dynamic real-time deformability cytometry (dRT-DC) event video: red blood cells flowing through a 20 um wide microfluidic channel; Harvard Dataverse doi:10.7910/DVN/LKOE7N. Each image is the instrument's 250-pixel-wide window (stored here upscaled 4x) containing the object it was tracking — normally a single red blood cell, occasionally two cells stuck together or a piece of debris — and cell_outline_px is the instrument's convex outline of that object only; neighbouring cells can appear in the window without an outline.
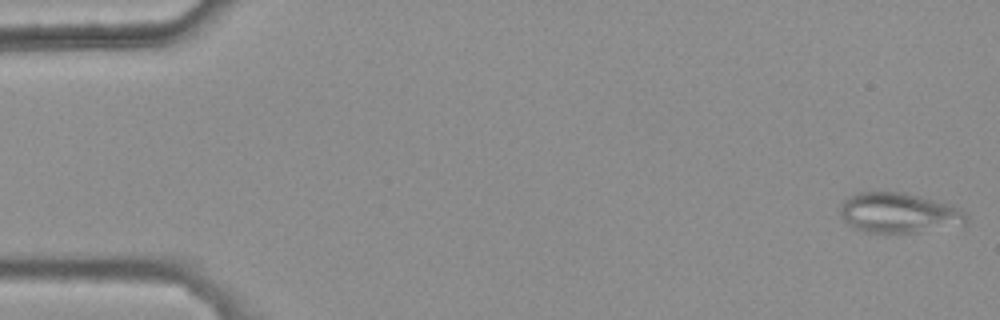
{"species": "common noctule bat (a hibernating species)", "species_latin": "Nyctalus noctula", "temperature_condition": "warm", "stored_images_in_passage": 46, "camera_frame_rate_fps": 3000, "um_per_image_px": 0.085, "animal": {"sex": "female", "body_mass_g": 25.1}, "frame": {"image": 1, "passage_image": 1, "time_ms": 0.0, "image_size_px": [1000, 320], "cell_outline_px": [[968, 220], [964, 224], [916, 232], [864, 232], [852, 228], [840, 216], [840, 204], [848, 196], [860, 192], [904, 192], [920, 196], [948, 204], [960, 208], [968, 216]], "centroid_in_image_um": [76.36, 18.09], "position_along_channel_um": 8.6, "area_um2": 29.42}}
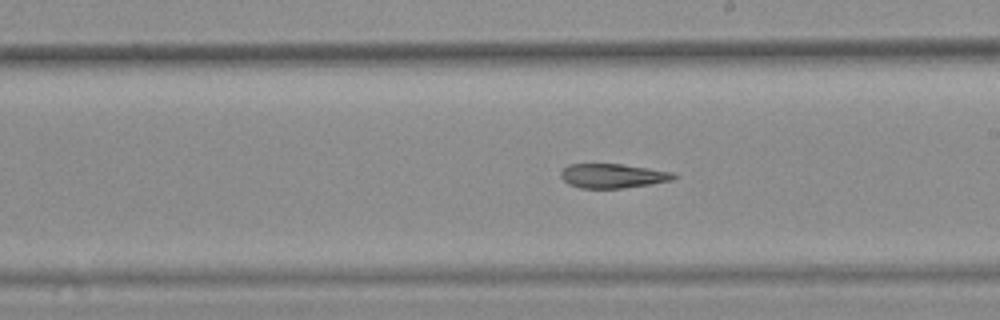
{"frame": {"image": 2, "passage_image": 30, "time_ms": 9.667, "image_size_px": [1000, 320], "cell_outline_px": [[680, 176], [672, 180], [652, 184], [620, 188], [580, 188], [568, 184], [560, 176], [560, 172], [568, 164], [620, 164], [676, 172]], "centroid_in_image_um": [52.12, 14.95], "position_along_channel_um": 236.9, "area_um2": 16.13}}
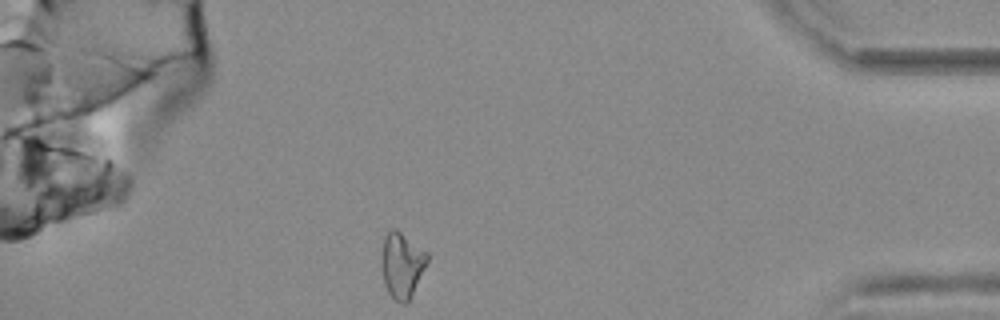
{"frame": {"image": 3, "passage_image": 46, "time_ms": 15.0, "image_size_px": [1000, 320], "cell_outline_px": [[428, 260], [412, 296], [404, 304], [400, 304], [388, 292], [384, 284], [384, 236], [392, 228], [396, 228], [428, 252]], "centroid_in_image_um": [34.22, 22.52], "position_along_channel_um": 401.0, "area_um2": 16.94}}